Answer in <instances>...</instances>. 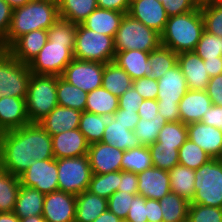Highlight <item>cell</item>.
Segmentation results:
<instances>
[{
  "instance_id": "83f0119b",
  "label": "cell",
  "mask_w": 222,
  "mask_h": 222,
  "mask_svg": "<svg viewBox=\"0 0 222 222\" xmlns=\"http://www.w3.org/2000/svg\"><path fill=\"white\" fill-rule=\"evenodd\" d=\"M45 194L37 189L21 185L17 194L14 214L20 219L42 215Z\"/></svg>"
},
{
  "instance_id": "f35d334b",
  "label": "cell",
  "mask_w": 222,
  "mask_h": 222,
  "mask_svg": "<svg viewBox=\"0 0 222 222\" xmlns=\"http://www.w3.org/2000/svg\"><path fill=\"white\" fill-rule=\"evenodd\" d=\"M120 181L121 171L92 174L88 191L108 199L112 194L118 191Z\"/></svg>"
},
{
  "instance_id": "89a4df30",
  "label": "cell",
  "mask_w": 222,
  "mask_h": 222,
  "mask_svg": "<svg viewBox=\"0 0 222 222\" xmlns=\"http://www.w3.org/2000/svg\"><path fill=\"white\" fill-rule=\"evenodd\" d=\"M9 6L14 10L16 8L22 7L31 0H4Z\"/></svg>"
},
{
  "instance_id": "6125c7cd",
  "label": "cell",
  "mask_w": 222,
  "mask_h": 222,
  "mask_svg": "<svg viewBox=\"0 0 222 222\" xmlns=\"http://www.w3.org/2000/svg\"><path fill=\"white\" fill-rule=\"evenodd\" d=\"M131 0H97L98 8L128 13Z\"/></svg>"
},
{
  "instance_id": "ab89813d",
  "label": "cell",
  "mask_w": 222,
  "mask_h": 222,
  "mask_svg": "<svg viewBox=\"0 0 222 222\" xmlns=\"http://www.w3.org/2000/svg\"><path fill=\"white\" fill-rule=\"evenodd\" d=\"M21 186L18 176L5 172L0 176V210L1 212H13L17 194Z\"/></svg>"
},
{
  "instance_id": "f6af8a7d",
  "label": "cell",
  "mask_w": 222,
  "mask_h": 222,
  "mask_svg": "<svg viewBox=\"0 0 222 222\" xmlns=\"http://www.w3.org/2000/svg\"><path fill=\"white\" fill-rule=\"evenodd\" d=\"M168 121L165 118L161 119H139L137 126L134 129V133L137 136L139 142L143 146H149L157 141L158 134L161 128Z\"/></svg>"
},
{
  "instance_id": "277c9868",
  "label": "cell",
  "mask_w": 222,
  "mask_h": 222,
  "mask_svg": "<svg viewBox=\"0 0 222 222\" xmlns=\"http://www.w3.org/2000/svg\"><path fill=\"white\" fill-rule=\"evenodd\" d=\"M57 76L31 74L26 95L30 123H39L57 105Z\"/></svg>"
},
{
  "instance_id": "484cf974",
  "label": "cell",
  "mask_w": 222,
  "mask_h": 222,
  "mask_svg": "<svg viewBox=\"0 0 222 222\" xmlns=\"http://www.w3.org/2000/svg\"><path fill=\"white\" fill-rule=\"evenodd\" d=\"M125 13L96 8L81 24L92 31L114 37Z\"/></svg>"
},
{
  "instance_id": "8d00e7d4",
  "label": "cell",
  "mask_w": 222,
  "mask_h": 222,
  "mask_svg": "<svg viewBox=\"0 0 222 222\" xmlns=\"http://www.w3.org/2000/svg\"><path fill=\"white\" fill-rule=\"evenodd\" d=\"M153 167L151 153L148 146H139L124 151L121 170L140 173L146 169Z\"/></svg>"
},
{
  "instance_id": "603a6c76",
  "label": "cell",
  "mask_w": 222,
  "mask_h": 222,
  "mask_svg": "<svg viewBox=\"0 0 222 222\" xmlns=\"http://www.w3.org/2000/svg\"><path fill=\"white\" fill-rule=\"evenodd\" d=\"M213 105L206 90H188L179 102V116L183 124L201 122L207 109Z\"/></svg>"
},
{
  "instance_id": "c3c4849f",
  "label": "cell",
  "mask_w": 222,
  "mask_h": 222,
  "mask_svg": "<svg viewBox=\"0 0 222 222\" xmlns=\"http://www.w3.org/2000/svg\"><path fill=\"white\" fill-rule=\"evenodd\" d=\"M187 222H222V208L190 204Z\"/></svg>"
},
{
  "instance_id": "681fc988",
  "label": "cell",
  "mask_w": 222,
  "mask_h": 222,
  "mask_svg": "<svg viewBox=\"0 0 222 222\" xmlns=\"http://www.w3.org/2000/svg\"><path fill=\"white\" fill-rule=\"evenodd\" d=\"M135 194H129L126 191H117L112 194L108 200V209L121 219H126L130 204Z\"/></svg>"
},
{
  "instance_id": "4dcf8cb0",
  "label": "cell",
  "mask_w": 222,
  "mask_h": 222,
  "mask_svg": "<svg viewBox=\"0 0 222 222\" xmlns=\"http://www.w3.org/2000/svg\"><path fill=\"white\" fill-rule=\"evenodd\" d=\"M101 142L114 146L122 151L141 146L134 131L127 129V126L122 125L116 119L106 126Z\"/></svg>"
},
{
  "instance_id": "2e32d148",
  "label": "cell",
  "mask_w": 222,
  "mask_h": 222,
  "mask_svg": "<svg viewBox=\"0 0 222 222\" xmlns=\"http://www.w3.org/2000/svg\"><path fill=\"white\" fill-rule=\"evenodd\" d=\"M138 194L146 199L160 200L171 192L168 170L151 167L137 173Z\"/></svg>"
},
{
  "instance_id": "bcb514c9",
  "label": "cell",
  "mask_w": 222,
  "mask_h": 222,
  "mask_svg": "<svg viewBox=\"0 0 222 222\" xmlns=\"http://www.w3.org/2000/svg\"><path fill=\"white\" fill-rule=\"evenodd\" d=\"M194 51L203 60L222 57V38L204 31Z\"/></svg>"
},
{
  "instance_id": "74e56055",
  "label": "cell",
  "mask_w": 222,
  "mask_h": 222,
  "mask_svg": "<svg viewBox=\"0 0 222 222\" xmlns=\"http://www.w3.org/2000/svg\"><path fill=\"white\" fill-rule=\"evenodd\" d=\"M148 60L151 64L152 77L158 80L178 63V54L168 47L160 45L149 52Z\"/></svg>"
},
{
  "instance_id": "91938a15",
  "label": "cell",
  "mask_w": 222,
  "mask_h": 222,
  "mask_svg": "<svg viewBox=\"0 0 222 222\" xmlns=\"http://www.w3.org/2000/svg\"><path fill=\"white\" fill-rule=\"evenodd\" d=\"M201 122L222 130V106L213 104L210 109H207Z\"/></svg>"
},
{
  "instance_id": "d590c367",
  "label": "cell",
  "mask_w": 222,
  "mask_h": 222,
  "mask_svg": "<svg viewBox=\"0 0 222 222\" xmlns=\"http://www.w3.org/2000/svg\"><path fill=\"white\" fill-rule=\"evenodd\" d=\"M163 222H187L188 209L190 203L178 196L176 193L170 192L159 200Z\"/></svg>"
},
{
  "instance_id": "f907efd6",
  "label": "cell",
  "mask_w": 222,
  "mask_h": 222,
  "mask_svg": "<svg viewBox=\"0 0 222 222\" xmlns=\"http://www.w3.org/2000/svg\"><path fill=\"white\" fill-rule=\"evenodd\" d=\"M164 5L167 15L184 14L197 9L200 5L195 0H157Z\"/></svg>"
},
{
  "instance_id": "ee69618b",
  "label": "cell",
  "mask_w": 222,
  "mask_h": 222,
  "mask_svg": "<svg viewBox=\"0 0 222 222\" xmlns=\"http://www.w3.org/2000/svg\"><path fill=\"white\" fill-rule=\"evenodd\" d=\"M204 30L222 38V2L200 5Z\"/></svg>"
},
{
  "instance_id": "9f6ffc18",
  "label": "cell",
  "mask_w": 222,
  "mask_h": 222,
  "mask_svg": "<svg viewBox=\"0 0 222 222\" xmlns=\"http://www.w3.org/2000/svg\"><path fill=\"white\" fill-rule=\"evenodd\" d=\"M158 102L156 99H144L140 103L138 115L141 119L153 120L164 118L158 113Z\"/></svg>"
},
{
  "instance_id": "60d3db41",
  "label": "cell",
  "mask_w": 222,
  "mask_h": 222,
  "mask_svg": "<svg viewBox=\"0 0 222 222\" xmlns=\"http://www.w3.org/2000/svg\"><path fill=\"white\" fill-rule=\"evenodd\" d=\"M179 164L197 170L212 159L201 147L187 139L178 150Z\"/></svg>"
},
{
  "instance_id": "44dd1931",
  "label": "cell",
  "mask_w": 222,
  "mask_h": 222,
  "mask_svg": "<svg viewBox=\"0 0 222 222\" xmlns=\"http://www.w3.org/2000/svg\"><path fill=\"white\" fill-rule=\"evenodd\" d=\"M48 41L47 30L38 29L23 34L6 50L18 61L29 64Z\"/></svg>"
},
{
  "instance_id": "be15d7a7",
  "label": "cell",
  "mask_w": 222,
  "mask_h": 222,
  "mask_svg": "<svg viewBox=\"0 0 222 222\" xmlns=\"http://www.w3.org/2000/svg\"><path fill=\"white\" fill-rule=\"evenodd\" d=\"M158 113L164 117L168 122L180 121L179 104H163L158 103Z\"/></svg>"
},
{
  "instance_id": "7c38bea8",
  "label": "cell",
  "mask_w": 222,
  "mask_h": 222,
  "mask_svg": "<svg viewBox=\"0 0 222 222\" xmlns=\"http://www.w3.org/2000/svg\"><path fill=\"white\" fill-rule=\"evenodd\" d=\"M57 173V159L37 160L19 176V179L21 185L48 194L58 190Z\"/></svg>"
},
{
  "instance_id": "f546056e",
  "label": "cell",
  "mask_w": 222,
  "mask_h": 222,
  "mask_svg": "<svg viewBox=\"0 0 222 222\" xmlns=\"http://www.w3.org/2000/svg\"><path fill=\"white\" fill-rule=\"evenodd\" d=\"M113 121L114 114L98 115L83 111L79 122V131L89 144L101 142L106 126Z\"/></svg>"
},
{
  "instance_id": "ba28073f",
  "label": "cell",
  "mask_w": 222,
  "mask_h": 222,
  "mask_svg": "<svg viewBox=\"0 0 222 222\" xmlns=\"http://www.w3.org/2000/svg\"><path fill=\"white\" fill-rule=\"evenodd\" d=\"M31 74L28 64L16 60L6 49H0V98L26 99Z\"/></svg>"
},
{
  "instance_id": "6da1fadb",
  "label": "cell",
  "mask_w": 222,
  "mask_h": 222,
  "mask_svg": "<svg viewBox=\"0 0 222 222\" xmlns=\"http://www.w3.org/2000/svg\"><path fill=\"white\" fill-rule=\"evenodd\" d=\"M5 172L20 176L34 161L54 159L52 136L39 123L0 133Z\"/></svg>"
},
{
  "instance_id": "ffe728a7",
  "label": "cell",
  "mask_w": 222,
  "mask_h": 222,
  "mask_svg": "<svg viewBox=\"0 0 222 222\" xmlns=\"http://www.w3.org/2000/svg\"><path fill=\"white\" fill-rule=\"evenodd\" d=\"M55 159L80 157L88 154L89 143L79 128L52 136Z\"/></svg>"
},
{
  "instance_id": "9a60e30c",
  "label": "cell",
  "mask_w": 222,
  "mask_h": 222,
  "mask_svg": "<svg viewBox=\"0 0 222 222\" xmlns=\"http://www.w3.org/2000/svg\"><path fill=\"white\" fill-rule=\"evenodd\" d=\"M124 151L103 142L89 144L88 157L92 174L121 171Z\"/></svg>"
},
{
  "instance_id": "4316f807",
  "label": "cell",
  "mask_w": 222,
  "mask_h": 222,
  "mask_svg": "<svg viewBox=\"0 0 222 222\" xmlns=\"http://www.w3.org/2000/svg\"><path fill=\"white\" fill-rule=\"evenodd\" d=\"M108 209V200L88 190L76 195L75 222H93Z\"/></svg>"
},
{
  "instance_id": "7dc6e473",
  "label": "cell",
  "mask_w": 222,
  "mask_h": 222,
  "mask_svg": "<svg viewBox=\"0 0 222 222\" xmlns=\"http://www.w3.org/2000/svg\"><path fill=\"white\" fill-rule=\"evenodd\" d=\"M77 24L59 18L48 30V40L59 43H75Z\"/></svg>"
},
{
  "instance_id": "f1b7e54d",
  "label": "cell",
  "mask_w": 222,
  "mask_h": 222,
  "mask_svg": "<svg viewBox=\"0 0 222 222\" xmlns=\"http://www.w3.org/2000/svg\"><path fill=\"white\" fill-rule=\"evenodd\" d=\"M168 173L171 192L191 203L195 195V170L178 164L170 169Z\"/></svg>"
},
{
  "instance_id": "e0dca14e",
  "label": "cell",
  "mask_w": 222,
  "mask_h": 222,
  "mask_svg": "<svg viewBox=\"0 0 222 222\" xmlns=\"http://www.w3.org/2000/svg\"><path fill=\"white\" fill-rule=\"evenodd\" d=\"M189 90L182 70L177 63L158 79L157 102L163 104L178 103Z\"/></svg>"
},
{
  "instance_id": "8fae6325",
  "label": "cell",
  "mask_w": 222,
  "mask_h": 222,
  "mask_svg": "<svg viewBox=\"0 0 222 222\" xmlns=\"http://www.w3.org/2000/svg\"><path fill=\"white\" fill-rule=\"evenodd\" d=\"M104 63L73 59L60 76L85 92L102 87Z\"/></svg>"
},
{
  "instance_id": "34e18365",
  "label": "cell",
  "mask_w": 222,
  "mask_h": 222,
  "mask_svg": "<svg viewBox=\"0 0 222 222\" xmlns=\"http://www.w3.org/2000/svg\"><path fill=\"white\" fill-rule=\"evenodd\" d=\"M199 5H204L208 3V0H195Z\"/></svg>"
},
{
  "instance_id": "e575fe53",
  "label": "cell",
  "mask_w": 222,
  "mask_h": 222,
  "mask_svg": "<svg viewBox=\"0 0 222 222\" xmlns=\"http://www.w3.org/2000/svg\"><path fill=\"white\" fill-rule=\"evenodd\" d=\"M57 102L58 105L85 111L87 92L69 84L60 76H57Z\"/></svg>"
},
{
  "instance_id": "7402d4cb",
  "label": "cell",
  "mask_w": 222,
  "mask_h": 222,
  "mask_svg": "<svg viewBox=\"0 0 222 222\" xmlns=\"http://www.w3.org/2000/svg\"><path fill=\"white\" fill-rule=\"evenodd\" d=\"M178 64L190 90H206L210 77L203 59L195 51L179 53Z\"/></svg>"
},
{
  "instance_id": "7a4b0ae2",
  "label": "cell",
  "mask_w": 222,
  "mask_h": 222,
  "mask_svg": "<svg viewBox=\"0 0 222 222\" xmlns=\"http://www.w3.org/2000/svg\"><path fill=\"white\" fill-rule=\"evenodd\" d=\"M57 4L31 0L12 13V20L6 38L0 43V49H7L17 38L34 30H48L58 19Z\"/></svg>"
},
{
  "instance_id": "680465c9",
  "label": "cell",
  "mask_w": 222,
  "mask_h": 222,
  "mask_svg": "<svg viewBox=\"0 0 222 222\" xmlns=\"http://www.w3.org/2000/svg\"><path fill=\"white\" fill-rule=\"evenodd\" d=\"M118 191L138 195V177L136 173L121 170V181Z\"/></svg>"
},
{
  "instance_id": "836d02e7",
  "label": "cell",
  "mask_w": 222,
  "mask_h": 222,
  "mask_svg": "<svg viewBox=\"0 0 222 222\" xmlns=\"http://www.w3.org/2000/svg\"><path fill=\"white\" fill-rule=\"evenodd\" d=\"M118 110V97L103 87L87 94L85 111L98 115L114 114Z\"/></svg>"
},
{
  "instance_id": "11e5206c",
  "label": "cell",
  "mask_w": 222,
  "mask_h": 222,
  "mask_svg": "<svg viewBox=\"0 0 222 222\" xmlns=\"http://www.w3.org/2000/svg\"><path fill=\"white\" fill-rule=\"evenodd\" d=\"M222 2V0H208V3Z\"/></svg>"
},
{
  "instance_id": "d4e9b609",
  "label": "cell",
  "mask_w": 222,
  "mask_h": 222,
  "mask_svg": "<svg viewBox=\"0 0 222 222\" xmlns=\"http://www.w3.org/2000/svg\"><path fill=\"white\" fill-rule=\"evenodd\" d=\"M149 52L141 50H126L115 53L113 62L121 67L132 80L142 77H152Z\"/></svg>"
},
{
  "instance_id": "1f68e13d",
  "label": "cell",
  "mask_w": 222,
  "mask_h": 222,
  "mask_svg": "<svg viewBox=\"0 0 222 222\" xmlns=\"http://www.w3.org/2000/svg\"><path fill=\"white\" fill-rule=\"evenodd\" d=\"M98 8L97 0H60L59 17L68 22L81 24Z\"/></svg>"
},
{
  "instance_id": "a7ac6f4b",
  "label": "cell",
  "mask_w": 222,
  "mask_h": 222,
  "mask_svg": "<svg viewBox=\"0 0 222 222\" xmlns=\"http://www.w3.org/2000/svg\"><path fill=\"white\" fill-rule=\"evenodd\" d=\"M0 222H20V218L14 212H1Z\"/></svg>"
},
{
  "instance_id": "753ad0ef",
  "label": "cell",
  "mask_w": 222,
  "mask_h": 222,
  "mask_svg": "<svg viewBox=\"0 0 222 222\" xmlns=\"http://www.w3.org/2000/svg\"><path fill=\"white\" fill-rule=\"evenodd\" d=\"M37 1L50 2V3H53V4H57V5H59V3H60V0H37Z\"/></svg>"
},
{
  "instance_id": "9c48e42d",
  "label": "cell",
  "mask_w": 222,
  "mask_h": 222,
  "mask_svg": "<svg viewBox=\"0 0 222 222\" xmlns=\"http://www.w3.org/2000/svg\"><path fill=\"white\" fill-rule=\"evenodd\" d=\"M58 190L78 195L88 190L92 176L88 155L57 159Z\"/></svg>"
},
{
  "instance_id": "ac0fdd59",
  "label": "cell",
  "mask_w": 222,
  "mask_h": 222,
  "mask_svg": "<svg viewBox=\"0 0 222 222\" xmlns=\"http://www.w3.org/2000/svg\"><path fill=\"white\" fill-rule=\"evenodd\" d=\"M188 139L201 147L211 158L222 159V130L194 122L187 124Z\"/></svg>"
},
{
  "instance_id": "5bb4252c",
  "label": "cell",
  "mask_w": 222,
  "mask_h": 222,
  "mask_svg": "<svg viewBox=\"0 0 222 222\" xmlns=\"http://www.w3.org/2000/svg\"><path fill=\"white\" fill-rule=\"evenodd\" d=\"M127 14L159 34L164 31L169 18L164 5L157 0H131Z\"/></svg>"
},
{
  "instance_id": "11a10c76",
  "label": "cell",
  "mask_w": 222,
  "mask_h": 222,
  "mask_svg": "<svg viewBox=\"0 0 222 222\" xmlns=\"http://www.w3.org/2000/svg\"><path fill=\"white\" fill-rule=\"evenodd\" d=\"M13 9L4 0H0V43L6 38L12 20Z\"/></svg>"
},
{
  "instance_id": "2644e50d",
  "label": "cell",
  "mask_w": 222,
  "mask_h": 222,
  "mask_svg": "<svg viewBox=\"0 0 222 222\" xmlns=\"http://www.w3.org/2000/svg\"><path fill=\"white\" fill-rule=\"evenodd\" d=\"M20 222H46L42 215L30 216L20 219Z\"/></svg>"
},
{
  "instance_id": "d6986e66",
  "label": "cell",
  "mask_w": 222,
  "mask_h": 222,
  "mask_svg": "<svg viewBox=\"0 0 222 222\" xmlns=\"http://www.w3.org/2000/svg\"><path fill=\"white\" fill-rule=\"evenodd\" d=\"M29 123L26 99L11 96L0 98V133L21 128Z\"/></svg>"
},
{
  "instance_id": "db71d44e",
  "label": "cell",
  "mask_w": 222,
  "mask_h": 222,
  "mask_svg": "<svg viewBox=\"0 0 222 222\" xmlns=\"http://www.w3.org/2000/svg\"><path fill=\"white\" fill-rule=\"evenodd\" d=\"M143 97L131 86L118 98V110L138 112Z\"/></svg>"
},
{
  "instance_id": "8992f818",
  "label": "cell",
  "mask_w": 222,
  "mask_h": 222,
  "mask_svg": "<svg viewBox=\"0 0 222 222\" xmlns=\"http://www.w3.org/2000/svg\"><path fill=\"white\" fill-rule=\"evenodd\" d=\"M114 37L107 36L77 24L73 56L83 61L109 63L115 57Z\"/></svg>"
},
{
  "instance_id": "94428289",
  "label": "cell",
  "mask_w": 222,
  "mask_h": 222,
  "mask_svg": "<svg viewBox=\"0 0 222 222\" xmlns=\"http://www.w3.org/2000/svg\"><path fill=\"white\" fill-rule=\"evenodd\" d=\"M114 119L118 120L122 125L127 126V129L134 131L140 117L138 112L117 110L114 113Z\"/></svg>"
},
{
  "instance_id": "d6a6232c",
  "label": "cell",
  "mask_w": 222,
  "mask_h": 222,
  "mask_svg": "<svg viewBox=\"0 0 222 222\" xmlns=\"http://www.w3.org/2000/svg\"><path fill=\"white\" fill-rule=\"evenodd\" d=\"M132 78L115 62L106 63L103 71L102 87L118 98L132 86Z\"/></svg>"
},
{
  "instance_id": "52a82bcc",
  "label": "cell",
  "mask_w": 222,
  "mask_h": 222,
  "mask_svg": "<svg viewBox=\"0 0 222 222\" xmlns=\"http://www.w3.org/2000/svg\"><path fill=\"white\" fill-rule=\"evenodd\" d=\"M194 187L190 204L222 208V159L212 158L195 170Z\"/></svg>"
},
{
  "instance_id": "e7e4bbea",
  "label": "cell",
  "mask_w": 222,
  "mask_h": 222,
  "mask_svg": "<svg viewBox=\"0 0 222 222\" xmlns=\"http://www.w3.org/2000/svg\"><path fill=\"white\" fill-rule=\"evenodd\" d=\"M148 222H163L162 210L158 200L147 199Z\"/></svg>"
},
{
  "instance_id": "03108f58",
  "label": "cell",
  "mask_w": 222,
  "mask_h": 222,
  "mask_svg": "<svg viewBox=\"0 0 222 222\" xmlns=\"http://www.w3.org/2000/svg\"><path fill=\"white\" fill-rule=\"evenodd\" d=\"M210 78L222 74V57L203 60Z\"/></svg>"
},
{
  "instance_id": "8c879c8a",
  "label": "cell",
  "mask_w": 222,
  "mask_h": 222,
  "mask_svg": "<svg viewBox=\"0 0 222 222\" xmlns=\"http://www.w3.org/2000/svg\"><path fill=\"white\" fill-rule=\"evenodd\" d=\"M5 173L4 164L2 163V159L0 157V176H2Z\"/></svg>"
},
{
  "instance_id": "6f0895ef",
  "label": "cell",
  "mask_w": 222,
  "mask_h": 222,
  "mask_svg": "<svg viewBox=\"0 0 222 222\" xmlns=\"http://www.w3.org/2000/svg\"><path fill=\"white\" fill-rule=\"evenodd\" d=\"M206 92L214 105L222 106V74L210 78Z\"/></svg>"
},
{
  "instance_id": "f5cc1de1",
  "label": "cell",
  "mask_w": 222,
  "mask_h": 222,
  "mask_svg": "<svg viewBox=\"0 0 222 222\" xmlns=\"http://www.w3.org/2000/svg\"><path fill=\"white\" fill-rule=\"evenodd\" d=\"M147 199L141 195H136L129 208L126 220L130 222H148L147 220Z\"/></svg>"
},
{
  "instance_id": "816d5d0a",
  "label": "cell",
  "mask_w": 222,
  "mask_h": 222,
  "mask_svg": "<svg viewBox=\"0 0 222 222\" xmlns=\"http://www.w3.org/2000/svg\"><path fill=\"white\" fill-rule=\"evenodd\" d=\"M133 88L143 99H156L158 95V80L153 77H142L132 82Z\"/></svg>"
},
{
  "instance_id": "3957f363",
  "label": "cell",
  "mask_w": 222,
  "mask_h": 222,
  "mask_svg": "<svg viewBox=\"0 0 222 222\" xmlns=\"http://www.w3.org/2000/svg\"><path fill=\"white\" fill-rule=\"evenodd\" d=\"M200 6L190 12L170 16L161 35V45L176 54L194 51L204 32Z\"/></svg>"
},
{
  "instance_id": "4fadbf2b",
  "label": "cell",
  "mask_w": 222,
  "mask_h": 222,
  "mask_svg": "<svg viewBox=\"0 0 222 222\" xmlns=\"http://www.w3.org/2000/svg\"><path fill=\"white\" fill-rule=\"evenodd\" d=\"M76 195L60 190L45 194L42 217L46 222H75Z\"/></svg>"
},
{
  "instance_id": "2a66077c",
  "label": "cell",
  "mask_w": 222,
  "mask_h": 222,
  "mask_svg": "<svg viewBox=\"0 0 222 222\" xmlns=\"http://www.w3.org/2000/svg\"><path fill=\"white\" fill-rule=\"evenodd\" d=\"M120 222H130V221H128V220H126V219H121Z\"/></svg>"
},
{
  "instance_id": "7bdbcfd3",
  "label": "cell",
  "mask_w": 222,
  "mask_h": 222,
  "mask_svg": "<svg viewBox=\"0 0 222 222\" xmlns=\"http://www.w3.org/2000/svg\"><path fill=\"white\" fill-rule=\"evenodd\" d=\"M188 139L187 125L181 121L167 122L160 130L157 138V143H163V145L175 146L179 148Z\"/></svg>"
},
{
  "instance_id": "b9f144b4",
  "label": "cell",
  "mask_w": 222,
  "mask_h": 222,
  "mask_svg": "<svg viewBox=\"0 0 222 222\" xmlns=\"http://www.w3.org/2000/svg\"><path fill=\"white\" fill-rule=\"evenodd\" d=\"M148 147L151 153L153 167L169 171L179 164L178 149H176L175 146L155 142Z\"/></svg>"
},
{
  "instance_id": "30bf717a",
  "label": "cell",
  "mask_w": 222,
  "mask_h": 222,
  "mask_svg": "<svg viewBox=\"0 0 222 222\" xmlns=\"http://www.w3.org/2000/svg\"><path fill=\"white\" fill-rule=\"evenodd\" d=\"M74 44L48 40L38 55L28 64L30 71L37 75L61 76L66 66L74 59Z\"/></svg>"
},
{
  "instance_id": "003e7915",
  "label": "cell",
  "mask_w": 222,
  "mask_h": 222,
  "mask_svg": "<svg viewBox=\"0 0 222 222\" xmlns=\"http://www.w3.org/2000/svg\"><path fill=\"white\" fill-rule=\"evenodd\" d=\"M121 218L117 217L109 209L98 216L93 222H120Z\"/></svg>"
},
{
  "instance_id": "5b68a950",
  "label": "cell",
  "mask_w": 222,
  "mask_h": 222,
  "mask_svg": "<svg viewBox=\"0 0 222 222\" xmlns=\"http://www.w3.org/2000/svg\"><path fill=\"white\" fill-rule=\"evenodd\" d=\"M116 52L141 50L151 52L161 45V35L129 14H125L114 36Z\"/></svg>"
},
{
  "instance_id": "cb8c5ba5",
  "label": "cell",
  "mask_w": 222,
  "mask_h": 222,
  "mask_svg": "<svg viewBox=\"0 0 222 222\" xmlns=\"http://www.w3.org/2000/svg\"><path fill=\"white\" fill-rule=\"evenodd\" d=\"M82 112L57 105L39 124L51 136L79 128Z\"/></svg>"
}]
</instances>
